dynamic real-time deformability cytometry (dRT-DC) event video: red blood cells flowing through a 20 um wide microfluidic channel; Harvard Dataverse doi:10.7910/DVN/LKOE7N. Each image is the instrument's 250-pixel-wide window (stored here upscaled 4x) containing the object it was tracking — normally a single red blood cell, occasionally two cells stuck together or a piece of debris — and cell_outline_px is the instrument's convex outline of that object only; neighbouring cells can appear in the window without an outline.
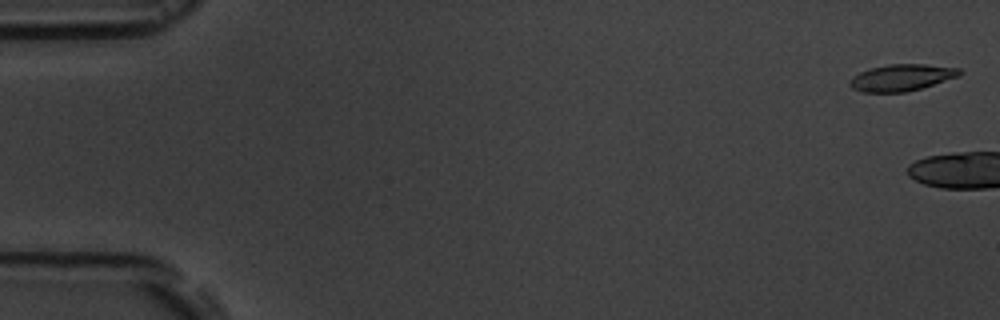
{"species": "common noctule bat (a hibernating species)", "species_latin": "Nyctalus noctula", "temperature_condition": "room temperature", "stored_images_in_passage": 18, "camera_frame_rate_fps": 3000, "um_per_image_px": 0.085, "animal": {"sex": "male", "body_mass_g": 19.5, "forearm_length_mm": 54.6}, "frame": {"image": 1, "passage_image": 1, "time_ms": 0.0, "image_size_px": [1000, 320], "cell_outline_px": [[964, 72], [960, 76], [920, 88], [904, 92], [864, 92], [852, 88], [848, 84], [848, 80], [852, 76], [868, 68], [888, 64], [924, 64], [960, 68]], "centroid_in_image_um": [76.62, 6.58], "position_along_channel_um": 8.4, "area_um2": 17.17}}
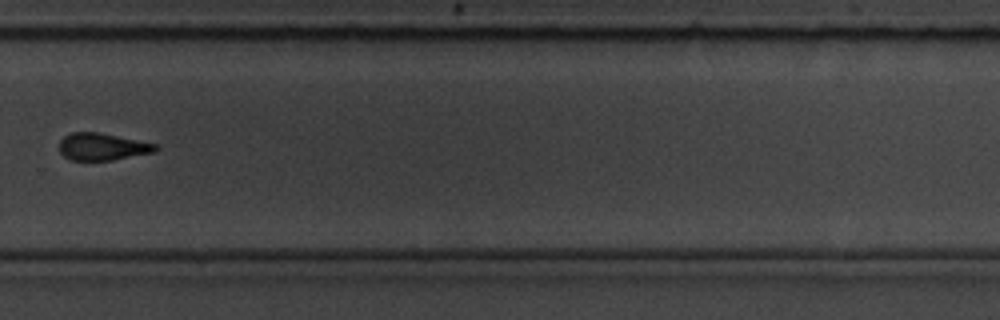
{"frame": {"image": 2, "passage_image": 13, "time_ms": 14.0, "image_size_px": [1000, 320], "cell_outline_px": [[160, 148], [156, 152], [112, 160], [72, 160], [64, 156], [60, 152], [60, 140], [64, 136], [72, 132], [100, 132], [156, 144]], "centroid_in_image_um": [8.72, 12.47], "position_along_channel_um": 321.1, "area_um2": 15.26}}
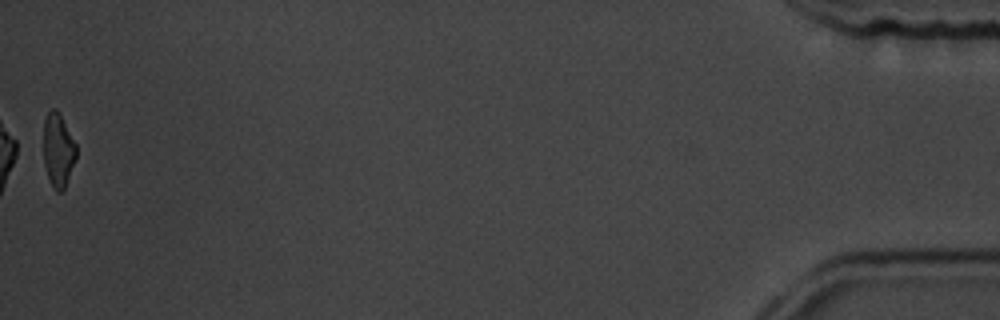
{"frame": {"image": 3, "passage_image": 18, "time_ms": 19.667, "image_size_px": [1000, 320], "cell_outline_px": [[76, 160], [64, 188], [60, 192], [56, 192], [52, 188], [44, 164], [44, 120], [48, 112], [52, 108], [56, 108], [60, 112], [76, 144]], "centroid_in_image_um": [4.95, 12.74], "position_along_channel_um": 430.3, "area_um2": 14.16}, "authors_computed_cell_mechanics": {"area_um2": 16.7042, "velocity_mm_per_s": 3.6426, "shape_relaxation_time_tau1_ms": 3.039, "shape_relaxation_time_tau2_ms": 4.3324, "deformation_change_tau1": 0.0971, "deformation_change_tau2": 0.1298}}